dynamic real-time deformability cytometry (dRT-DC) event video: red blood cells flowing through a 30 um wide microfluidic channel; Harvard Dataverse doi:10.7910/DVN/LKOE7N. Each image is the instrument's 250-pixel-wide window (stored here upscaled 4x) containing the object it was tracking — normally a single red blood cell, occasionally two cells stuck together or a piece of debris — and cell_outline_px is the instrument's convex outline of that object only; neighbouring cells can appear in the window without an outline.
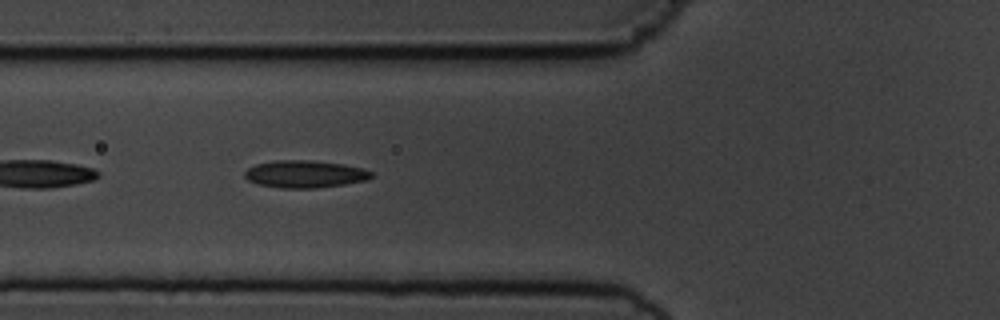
{"species": "common noctule bat (a hibernating species)", "species_latin": "Nyctalus noctula", "temperature_condition": "cold", "stored_images_in_passage": 46, "camera_frame_rate_fps": 3000, "um_per_image_px": 0.085, "animal": {"sex": "male", "body_mass_g": 19.5, "forearm_length_mm": 54.6}, "frame": {"image": 1, "passage_image": 12, "time_ms": 3.667, "image_size_px": [1000, 320], "cell_outline_px": [[372, 176], [368, 180], [344, 184], [316, 188], [284, 188], [260, 184], [248, 180], [244, 176], [244, 172], [248, 168], [256, 164], [276, 160], [312, 160], [344, 164], [364, 168], [372, 172]], "centroid_in_image_um": [25.94, 14.78], "position_along_channel_um": 99.9, "area_um2": 20.17}}
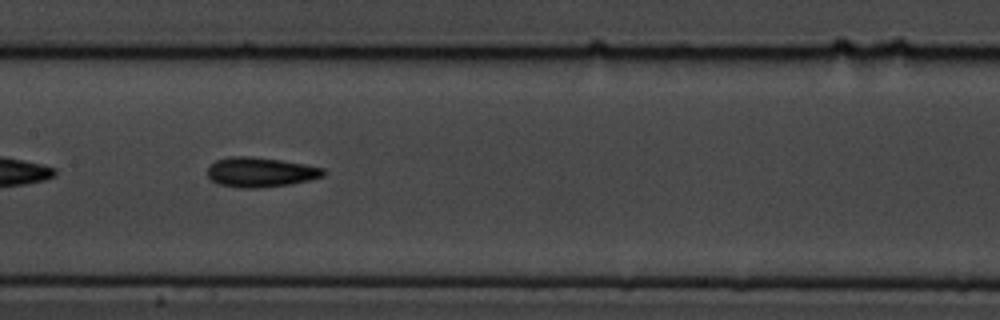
{"frame": {"image": 2, "passage_image": 19, "time_ms": 6.0, "image_size_px": [1000, 320], "cell_outline_px": [[328, 172], [324, 176], [308, 180], [288, 184], [256, 188], [240, 188], [216, 184], [208, 176], [208, 168], [216, 160], [228, 156], [248, 156], [280, 160], [304, 164], [324, 168]], "centroid_in_image_um": [22.13, 14.63], "position_along_channel_um": 185.3, "area_um2": 20.06}}
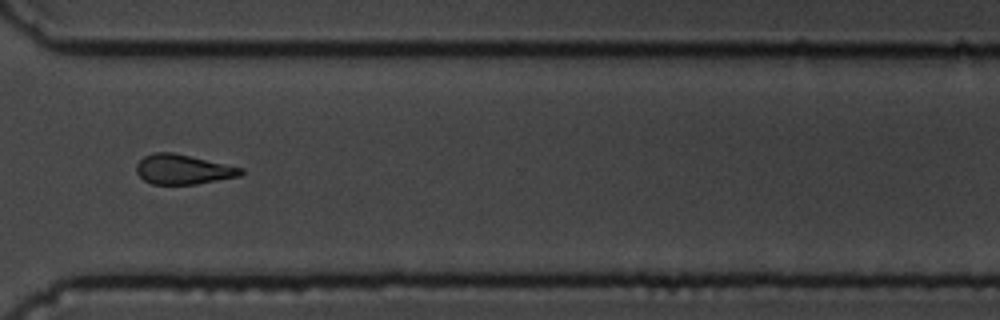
{"frame": {"image": 3, "passage_image": 33, "time_ms": 10.667, "image_size_px": [1000, 320], "cell_outline_px": [[244, 172], [240, 176], [196, 184], [152, 184], [144, 180], [136, 172], [136, 164], [144, 156], [156, 152], [172, 152], [244, 168]], "centroid_in_image_um": [15.56, 14.4], "position_along_channel_um": 355.0, "area_um2": 18.03}, "authors_computed_cell_mechanics": {"area_um2": 18.6405, "velocity_mm_per_s": 3.6391, "shape_relaxation_time_tau1_ms": 3.62, "shape_relaxation_time_tau2_ms": 8.5397, "deformation_change_tau1": 0.1156, "deformation_change_tau2": 0.1771}}